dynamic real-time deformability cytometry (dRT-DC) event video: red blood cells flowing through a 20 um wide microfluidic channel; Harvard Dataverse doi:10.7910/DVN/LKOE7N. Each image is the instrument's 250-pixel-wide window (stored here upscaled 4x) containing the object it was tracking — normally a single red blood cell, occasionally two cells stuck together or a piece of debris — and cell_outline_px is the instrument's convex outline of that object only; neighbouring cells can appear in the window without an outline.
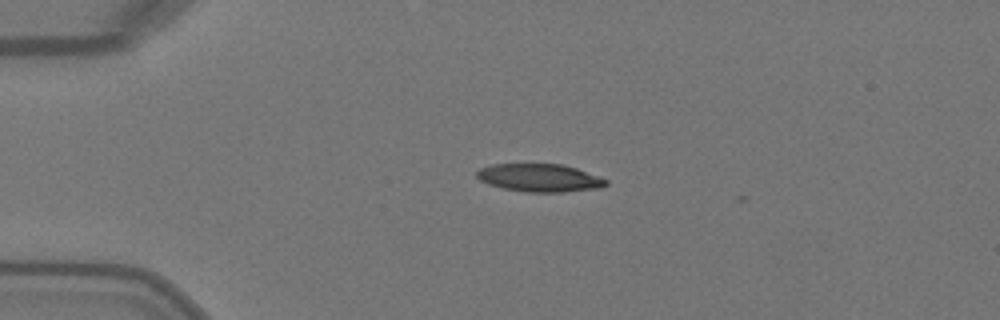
{"species": "Egyptian fruit bat (a non-hibernating species)", "species_latin": "Rousettus aegyptiacus", "temperature_condition": "warm", "stored_images_in_passage": 39, "camera_frame_rate_fps": 3000, "um_per_image_px": 0.085, "animal": {"sex": "female"}, "frame": {"image": 1, "passage_image": 1, "time_ms": 0.0, "image_size_px": [1000, 320], "cell_outline_px": [[608, 184], [604, 188], [564, 192], [528, 192], [504, 188], [488, 184], [480, 180], [476, 176], [476, 172], [480, 168], [492, 164], [560, 164], [576, 168], [608, 180]], "centroid_in_image_um": [45.89, 15.12], "position_along_channel_um": 39.1, "area_um2": 21.04}}
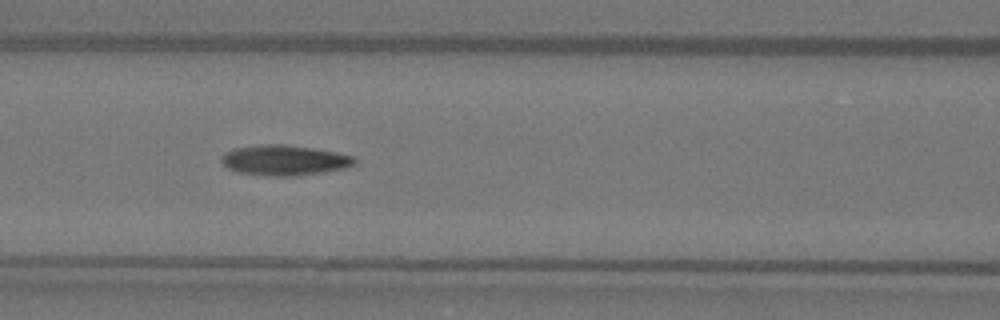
{"frame": {"image": 2, "passage_image": 11, "time_ms": 3.333, "image_size_px": [1000, 320], "cell_outline_px": [[356, 164], [344, 168], [324, 172], [296, 176], [264, 176], [236, 172], [228, 168], [220, 160], [220, 156], [224, 152], [232, 148], [260, 144], [284, 144], [312, 148], [336, 152], [356, 156]], "centroid_in_image_um": [24.14, 13.62], "position_along_channel_um": 142.5, "area_um2": 23.93}}
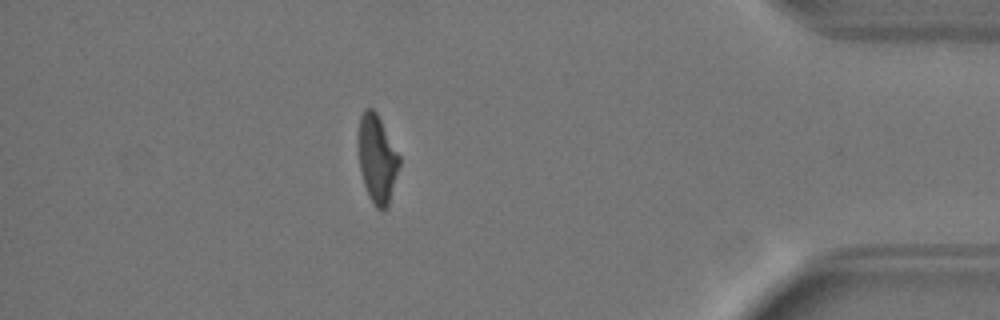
{"frame": {"image": 3, "passage_image": 33, "time_ms": 10.667, "image_size_px": [1000, 320], "cell_outline_px": [[400, 164], [388, 208], [376, 208], [368, 196], [360, 172], [356, 144], [356, 140], [360, 116], [364, 108], [372, 108], [376, 112], [400, 156]], "centroid_in_image_um": [32.02, 13.48], "position_along_channel_um": 403.2, "area_um2": 21.44}, "authors_computed_cell_mechanics": {"area_um2": 22.5998, "velocity_mm_per_s": 4.1105, "shape_relaxation_time_tau1_ms": 4.8792, "shape_relaxation_time_tau2_ms": 2.7081, "deformation_change_tau1": 0.2176, "deformation_change_tau2": 0.0962}}